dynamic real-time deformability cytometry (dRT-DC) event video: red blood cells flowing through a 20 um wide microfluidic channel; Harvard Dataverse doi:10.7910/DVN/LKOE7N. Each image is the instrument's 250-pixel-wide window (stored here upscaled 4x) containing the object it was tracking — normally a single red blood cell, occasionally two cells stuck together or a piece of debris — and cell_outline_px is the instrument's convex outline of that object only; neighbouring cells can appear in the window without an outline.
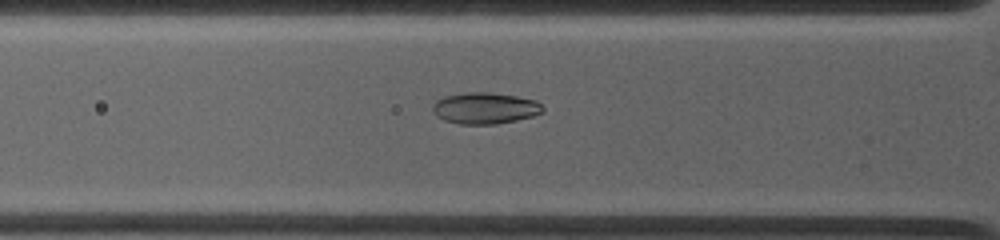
{"species": "common noctule bat (a hibernating species)", "species_latin": "Nyctalus noctula", "temperature_condition": "warm", "stored_images_in_passage": 34, "camera_frame_rate_fps": 4500, "um_per_image_px": 0.085, "animal": {"sex": "female", "body_mass_g": 19.0, "forearm_length_mm": 53.3}, "frame": {"image": 1, "passage_image": 6, "time_ms": 2.0, "image_size_px": [1000, 240], "cell_outline_px": [[544, 112], [532, 116], [516, 120], [496, 124], [460, 124], [444, 120], [436, 116], [432, 112], [432, 104], [436, 100], [444, 96], [464, 92], [492, 92], [516, 96], [536, 100], [544, 108]], "centroid_in_image_um": [41.2, 9.19], "position_along_channel_um": 84.6, "area_um2": 20.35}}
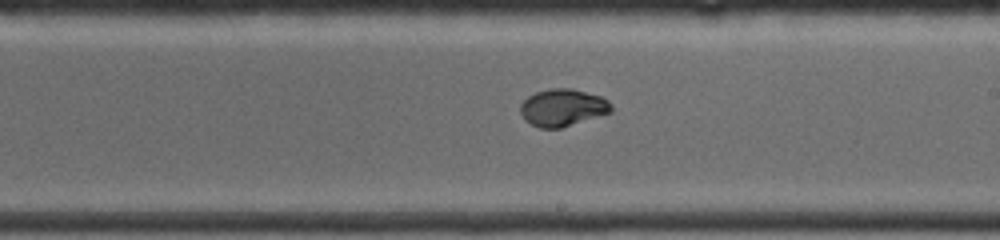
{"frame": {"image": 2, "passage_image": 16, "time_ms": 6.0, "image_size_px": [1000, 240], "cell_outline_px": [[612, 112], [560, 128], [540, 128], [524, 120], [520, 112], [520, 104], [528, 96], [536, 92], [552, 88], [572, 88], [600, 96], [608, 100], [612, 104]], "centroid_in_image_um": [47.82, 9.14], "position_along_channel_um": 241.2, "area_um2": 19.71}}
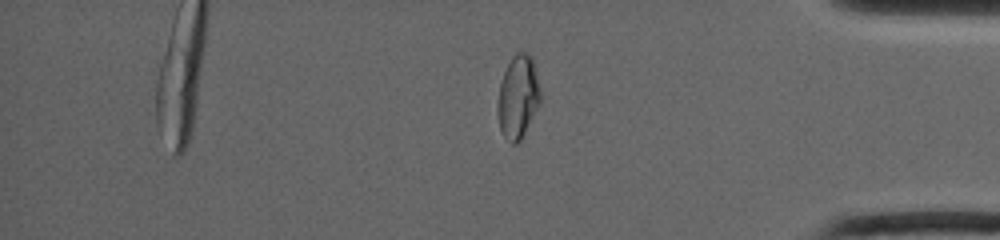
{"frame": {"image": 3, "passage_image": 28, "time_ms": 10.444, "image_size_px": [1000, 240], "cell_outline_px": [[540, 104], [520, 140], [516, 144], [512, 144], [500, 132], [496, 112], [496, 104], [500, 84], [504, 72], [512, 56], [516, 52], [524, 52], [532, 56], [540, 88]], "centroid_in_image_um": [44.01, 8.24], "position_along_channel_um": 391.2, "area_um2": 20.87}}